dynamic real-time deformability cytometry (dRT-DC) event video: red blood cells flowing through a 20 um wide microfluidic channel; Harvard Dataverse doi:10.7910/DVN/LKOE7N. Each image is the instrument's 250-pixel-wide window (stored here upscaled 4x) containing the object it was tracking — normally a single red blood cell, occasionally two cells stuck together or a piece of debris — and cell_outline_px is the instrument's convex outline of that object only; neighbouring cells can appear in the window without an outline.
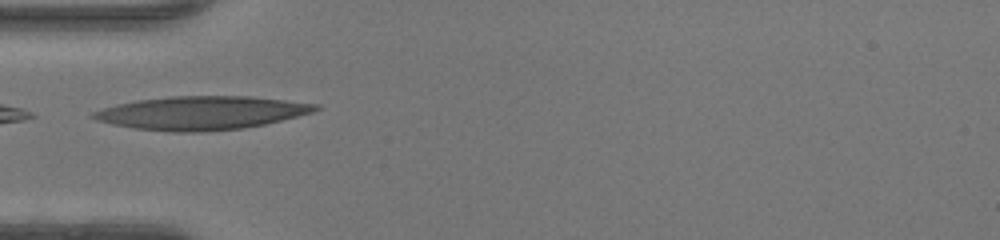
{"species": "human", "species_latin": "Homo sapiens", "temperature_condition": "warm", "stored_images_in_passage": 14, "camera_frame_rate_fps": 3000, "um_per_image_px": 0.085, "donor": {"sex": "female"}, "frame": {"image": 1, "passage_image": 1, "time_ms": 0.0, "image_size_px": [1000, 240], "cell_outline_px": [[320, 108], [312, 112], [264, 124], [244, 128], [200, 132], [172, 132], [136, 128], [112, 124], [96, 120], [88, 116], [92, 112], [116, 104], [136, 100], [172, 96], [252, 96], [320, 104]], "centroid_in_image_um": [17.1, 9.59], "position_along_channel_um": 67.9, "area_um2": 43.23}}
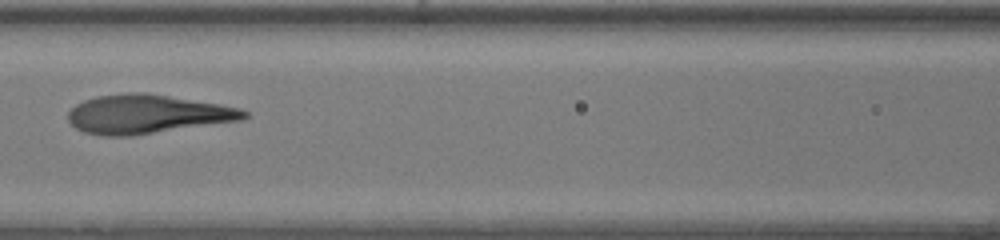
{"frame": {"image": 2, "passage_image": 7, "time_ms": 2.0, "image_size_px": [1000, 240], "cell_outline_px": [[248, 116], [244, 120], [132, 136], [104, 136], [84, 132], [76, 128], [68, 120], [68, 112], [76, 104], [84, 100], [96, 96], [128, 92], [144, 92], [240, 108], [248, 112]], "centroid_in_image_um": [12.5, 9.71], "position_along_channel_um": 154.1, "area_um2": 39.82}}
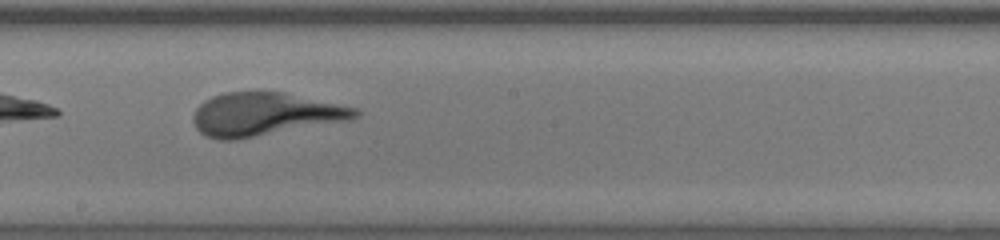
{"frame": {"image": 3, "passage_image": 12, "time_ms": 3.667, "image_size_px": [1000, 240], "cell_outline_px": [[360, 116], [352, 120], [236, 140], [220, 140], [208, 136], [200, 132], [196, 128], [192, 120], [192, 116], [196, 108], [204, 100], [212, 96], [224, 92], [284, 92], [360, 108]], "centroid_in_image_um": [22.55, 9.71], "position_along_channel_um": 225.7, "area_um2": 41.15}}